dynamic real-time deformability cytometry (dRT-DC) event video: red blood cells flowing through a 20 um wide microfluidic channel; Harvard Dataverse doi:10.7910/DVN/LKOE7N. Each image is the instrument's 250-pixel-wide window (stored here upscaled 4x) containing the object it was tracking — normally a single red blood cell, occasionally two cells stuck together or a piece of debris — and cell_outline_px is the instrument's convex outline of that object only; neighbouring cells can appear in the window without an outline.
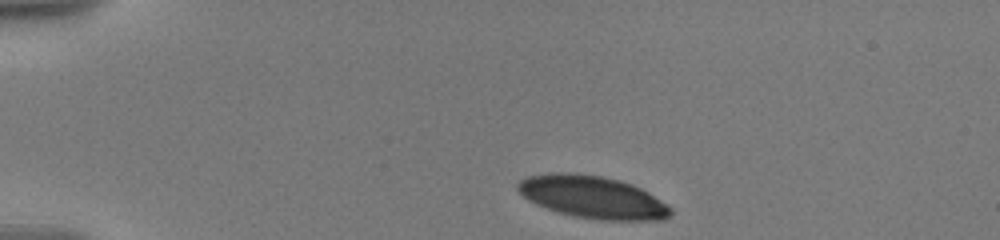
{"species": "human", "species_latin": "Homo sapiens", "temperature_condition": "warm", "stored_images_in_passage": 8, "camera_frame_rate_fps": 3000, "um_per_image_px": 0.085, "donor": {"sex": "male"}, "frame": {"image": 1, "passage_image": 1, "time_ms": 0.0, "image_size_px": [1000, 240], "cell_outline_px": [[672, 212], [664, 220], [600, 220], [572, 216], [536, 204], [528, 200], [516, 188], [516, 184], [524, 176], [552, 172], [572, 172], [604, 176], [620, 180], [632, 184], [648, 192], [668, 204], [672, 208]], "centroid_in_image_um": [50.36, 16.74], "position_along_channel_um": 34.6, "area_um2": 38.09}}
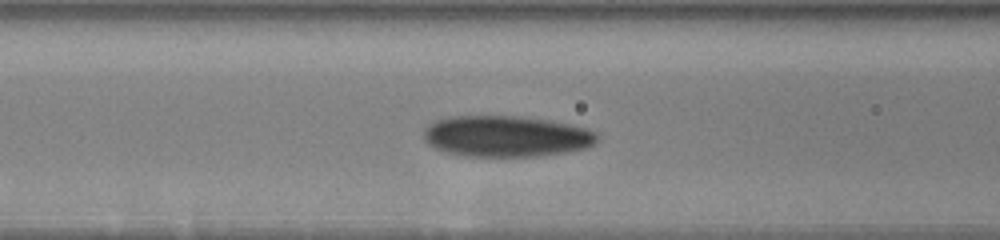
{"frame": {"image": 2, "passage_image": 6, "time_ms": 4.333, "image_size_px": [1000, 240], "cell_outline_px": [[600, 136], [596, 144], [588, 148], [568, 152], [536, 156], [464, 156], [448, 152], [436, 148], [428, 144], [424, 140], [424, 128], [428, 124], [436, 120], [452, 116], [512, 116], [544, 120], [568, 124], [584, 128], [596, 132]], "centroid_in_image_um": [43.04, 11.59], "position_along_channel_um": 123.6, "area_um2": 41.5}}
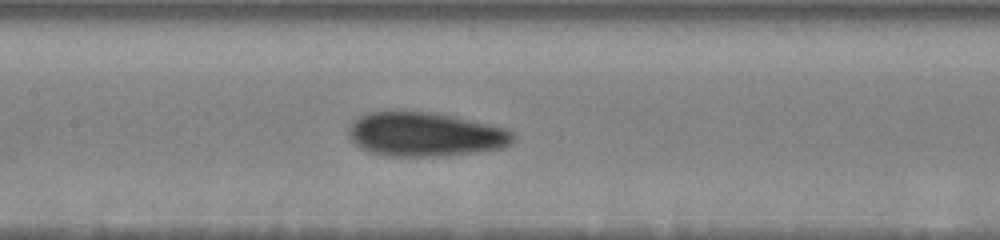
{"frame": {"image": 3, "passage_image": 8, "time_ms": 5.667, "image_size_px": [1000, 240], "cell_outline_px": [[516, 136], [512, 144], [500, 148], [476, 152], [444, 156], [384, 156], [368, 152], [360, 148], [348, 136], [348, 128], [352, 120], [356, 116], [368, 112], [432, 112], [492, 124], [516, 132]], "centroid_in_image_um": [36.13, 11.43], "position_along_channel_um": 171.3, "area_um2": 42.71}}